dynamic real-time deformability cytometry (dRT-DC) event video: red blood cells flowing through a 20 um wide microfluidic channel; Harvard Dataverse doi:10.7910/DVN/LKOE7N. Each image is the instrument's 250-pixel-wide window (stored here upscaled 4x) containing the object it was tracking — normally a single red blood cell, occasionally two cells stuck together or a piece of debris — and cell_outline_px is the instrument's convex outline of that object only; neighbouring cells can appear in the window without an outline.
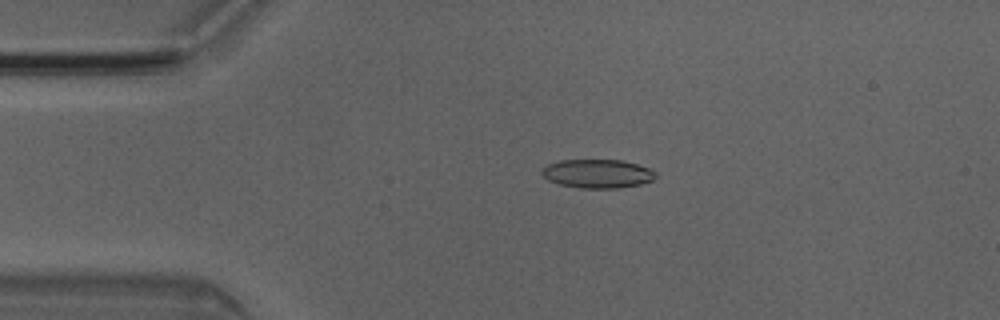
{"species": "Egyptian fruit bat (a non-hibernating species)", "species_latin": "Rousettus aegyptiacus", "temperature_condition": "room temperature", "stored_images_in_passage": 4, "camera_frame_rate_fps": 3000, "um_per_image_px": 0.085, "animal": {"sex": "male"}, "frame": {"image": 1, "passage_image": 3, "time_ms": 0.667, "image_size_px": [1000, 320], "cell_outline_px": [[656, 176], [652, 180], [640, 184], [620, 188], [580, 188], [560, 184], [548, 180], [540, 172], [548, 164], [560, 160], [620, 160], [636, 164], [648, 168], [656, 172]], "centroid_in_image_um": [50.78, 14.76], "position_along_channel_um": 34.2, "area_um2": 18.9}}